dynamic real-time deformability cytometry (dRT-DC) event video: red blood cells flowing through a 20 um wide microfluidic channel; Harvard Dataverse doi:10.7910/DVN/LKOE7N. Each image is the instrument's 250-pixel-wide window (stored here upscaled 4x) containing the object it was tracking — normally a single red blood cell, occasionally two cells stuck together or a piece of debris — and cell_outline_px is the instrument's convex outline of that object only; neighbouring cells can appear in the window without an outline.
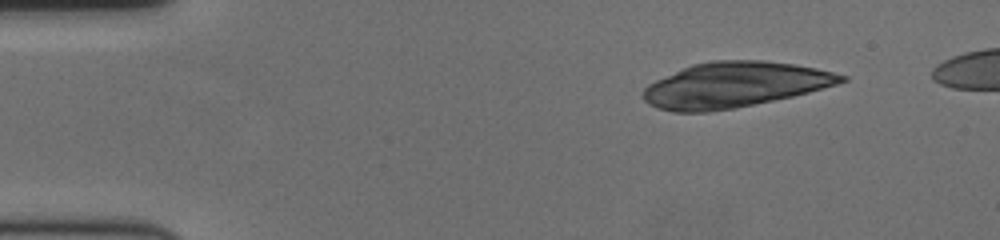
{"species": "human", "species_latin": "Homo sapiens", "temperature_condition": "cold", "stored_images_in_passage": 38, "camera_frame_rate_fps": 3000, "um_per_image_px": 0.085, "donor": {"sex": "female"}, "frame": {"image": 1, "passage_image": 1, "time_ms": 0.0, "image_size_px": [1000, 240], "cell_outline_px": [[848, 80], [836, 84], [808, 92], [792, 96], [736, 108], [708, 112], [672, 112], [656, 108], [648, 104], [640, 96], [644, 88], [648, 84], [656, 80], [692, 64], [712, 60], [764, 60], [792, 64], [816, 68], [848, 76]], "centroid_in_image_um": [62.38, 7.22], "position_along_channel_um": 22.6, "area_um2": 52.31}, "authors_computed_cell_mechanics": {"area_um2": 26.299, "velocity_mm_per_s": 3.5228, "shape_relaxation_time_tau1_ms": 1.2423, "shape_relaxation_time_tau2_ms": 0.8181, "deformation_change_tau1": 0.2701, "deformation_change_tau2": 0.1214}}